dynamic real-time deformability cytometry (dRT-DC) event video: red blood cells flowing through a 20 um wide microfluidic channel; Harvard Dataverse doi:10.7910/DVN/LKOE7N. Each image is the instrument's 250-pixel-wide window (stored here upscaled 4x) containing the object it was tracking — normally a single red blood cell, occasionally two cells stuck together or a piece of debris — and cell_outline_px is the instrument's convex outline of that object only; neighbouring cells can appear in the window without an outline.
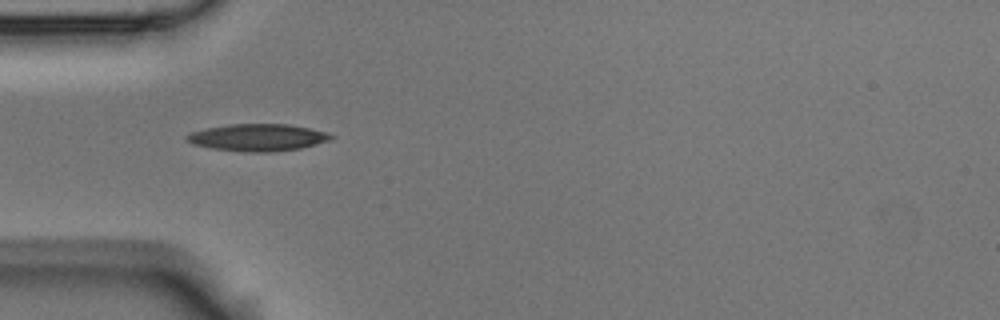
{"species": "Egyptian fruit bat (a non-hibernating species)", "species_latin": "Rousettus aegyptiacus", "temperature_condition": "room temperature", "stored_images_in_passage": 3, "camera_frame_rate_fps": 3000, "um_per_image_px": 0.085, "animal": {"sex": "male"}, "frame": {"image": 1, "passage_image": 3, "time_ms": 0.667, "image_size_px": [1000, 320], "cell_outline_px": [[336, 136], [328, 140], [316, 144], [300, 148], [272, 152], [252, 152], [212, 148], [192, 144], [184, 136], [192, 132], [204, 128], [228, 124], [288, 124], [328, 132]], "centroid_in_image_um": [21.91, 11.67], "position_along_channel_um": 63.1, "area_um2": 22.66}}